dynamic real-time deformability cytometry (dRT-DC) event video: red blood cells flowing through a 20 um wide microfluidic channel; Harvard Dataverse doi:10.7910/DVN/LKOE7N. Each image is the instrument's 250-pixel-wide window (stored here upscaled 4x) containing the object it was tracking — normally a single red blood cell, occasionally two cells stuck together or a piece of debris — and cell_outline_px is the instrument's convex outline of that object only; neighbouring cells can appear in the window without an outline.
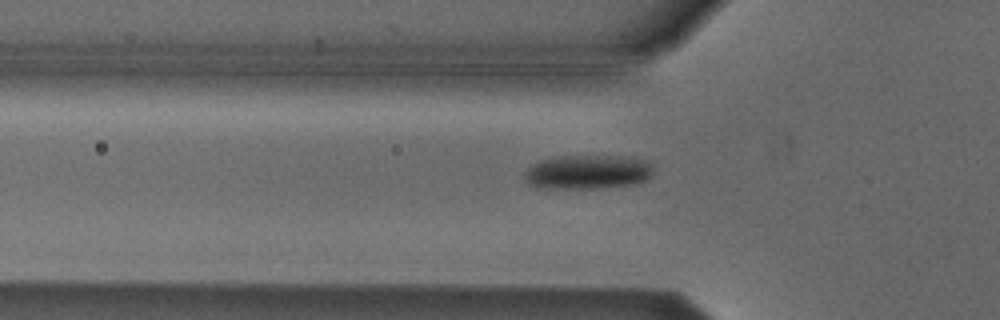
{"species": "Egyptian fruit bat (a non-hibernating species)", "species_latin": "Rousettus aegyptiacus", "temperature_condition": "cold", "stored_images_in_passage": 39, "camera_frame_rate_fps": 3000, "um_per_image_px": 0.085, "animal": {"sex": "male"}, "frame": {"image": 1, "passage_image": 5, "time_ms": 1.333, "image_size_px": [1000, 320], "cell_outline_px": [[652, 176], [648, 180], [636, 184], [592, 188], [536, 188], [528, 184], [524, 180], [524, 172], [532, 164], [540, 160], [560, 156], [628, 156], [644, 160], [652, 164]], "centroid_in_image_um": [49.94, 14.62], "position_along_channel_um": 75.9, "area_um2": 25.95}}
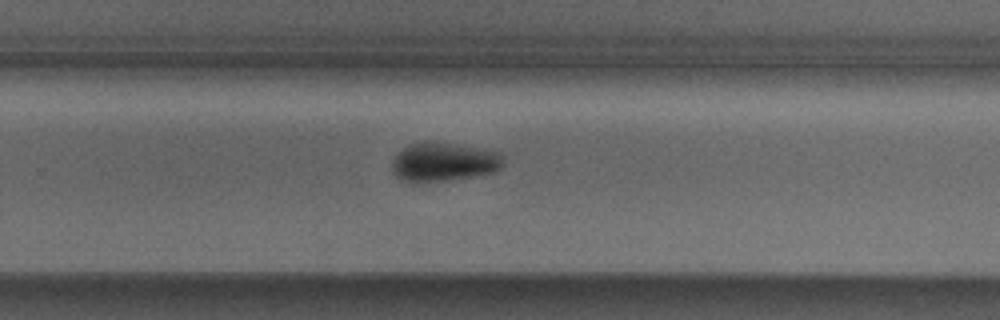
{"frame": {"image": 2, "passage_image": 22, "time_ms": 7.0, "image_size_px": [1000, 320], "cell_outline_px": [[504, 164], [496, 172], [448, 180], [408, 184], [400, 180], [392, 172], [392, 160], [396, 152], [408, 144], [424, 140], [428, 140], [500, 152], [504, 156]], "centroid_in_image_um": [37.64, 13.77], "position_along_channel_um": 292.2, "area_um2": 25.84}}
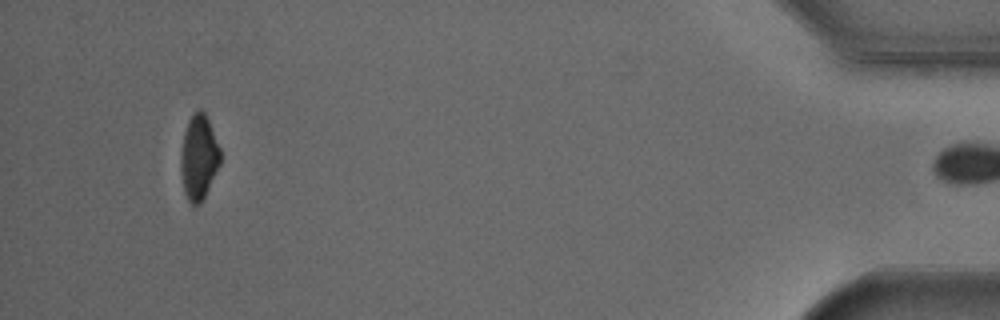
{"frame": {"image": 3, "passage_image": 38, "time_ms": 12.333, "image_size_px": [1000, 320], "cell_outline_px": [[220, 164], [200, 204], [196, 208], [188, 200], [184, 192], [180, 172], [180, 152], [184, 132], [188, 120], [200, 108], [204, 112], [208, 120], [220, 148]], "centroid_in_image_um": [16.87, 13.4], "position_along_channel_um": 418.3, "area_um2": 19.48}, "authors_computed_cell_mechanics": {"area_um2": 24.2182, "velocity_mm_per_s": 3.8171, "shape_relaxation_time_tau1_ms": 2.0108, "shape_relaxation_time_tau2_ms": null, "deformation_change_tau1": 0.0727, "deformation_change_tau2": null}}